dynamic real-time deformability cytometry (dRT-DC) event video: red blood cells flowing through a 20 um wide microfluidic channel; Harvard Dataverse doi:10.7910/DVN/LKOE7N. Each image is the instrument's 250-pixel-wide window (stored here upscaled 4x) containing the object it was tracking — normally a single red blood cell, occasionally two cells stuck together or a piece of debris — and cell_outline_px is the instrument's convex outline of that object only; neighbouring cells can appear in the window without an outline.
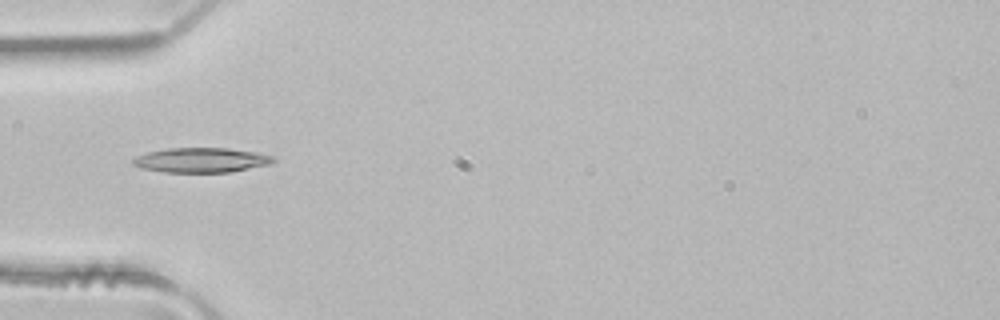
{"species": "common noctule bat (a hibernating species)", "species_latin": "Nyctalus noctula", "temperature_condition": "room temperature", "stored_images_in_passage": 2, "camera_frame_rate_fps": 3000, "um_per_image_px": 0.085, "animal": {"sex": "male", "body_mass_g": 21.5, "forearm_length_mm": 52.0}, "frame": {"image": 1, "passage_image": 2, "time_ms": 0.333, "image_size_px": [1000, 320], "cell_outline_px": [[276, 160], [272, 164], [232, 172], [164, 172], [140, 168], [132, 164], [132, 160], [136, 156], [148, 152], [168, 148], [228, 148], [256, 152], [272, 156]], "centroid_in_image_um": [17.12, 13.61], "position_along_channel_um": 67.9, "area_um2": 20.35}}